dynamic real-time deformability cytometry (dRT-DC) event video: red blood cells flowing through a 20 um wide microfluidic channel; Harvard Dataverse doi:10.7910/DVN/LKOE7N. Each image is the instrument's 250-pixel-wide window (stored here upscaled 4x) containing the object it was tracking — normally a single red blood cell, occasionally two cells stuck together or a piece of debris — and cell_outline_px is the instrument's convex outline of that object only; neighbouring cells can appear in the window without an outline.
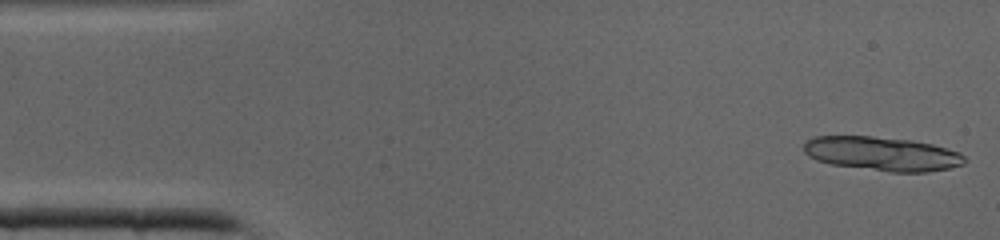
{"species": "common noctule bat (a hibernating species)", "species_latin": "Nyctalus noctula", "temperature_condition": "cold", "stored_images_in_passage": 10, "camera_frame_rate_fps": 3000, "um_per_image_px": 0.085, "animal": {"sex": "male", "body_mass_g": 19.0, "forearm_length_mm": 50.8}, "frame": {"image": 1, "passage_image": 1, "time_ms": 0.0, "image_size_px": [1000, 240], "cell_outline_px": [[968, 160], [964, 164], [948, 168], [928, 172], [892, 172], [832, 164], [816, 160], [808, 156], [804, 152], [804, 144], [808, 140], [816, 136], [872, 136], [912, 140], [932, 144], [960, 152]], "centroid_in_image_um": [75.01, 13.07], "position_along_channel_um": 10.0, "area_um2": 31.85}}